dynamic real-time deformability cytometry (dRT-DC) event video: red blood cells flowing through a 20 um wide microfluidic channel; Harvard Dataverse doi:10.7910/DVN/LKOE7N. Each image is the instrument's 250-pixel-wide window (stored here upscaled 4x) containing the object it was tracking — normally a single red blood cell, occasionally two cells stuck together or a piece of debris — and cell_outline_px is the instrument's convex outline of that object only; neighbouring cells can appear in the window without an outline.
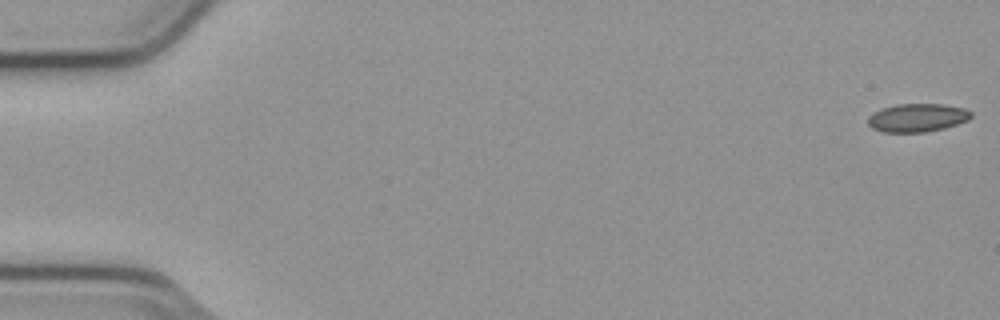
{"species": "common noctule bat (a hibernating species)", "species_latin": "Nyctalus noctula", "temperature_condition": "cold", "stored_images_in_passage": 54, "camera_frame_rate_fps": 3000, "um_per_image_px": 0.085, "animal": {"sex": "male", "body_mass_g": 23.1, "forearm_length_mm": 52.7}, "frame": {"image": 1, "passage_image": 1, "time_ms": 0.0, "image_size_px": [1000, 320], "cell_outline_px": [[972, 116], [968, 120], [944, 128], [924, 132], [884, 132], [872, 128], [868, 124], [868, 116], [872, 112], [880, 108], [896, 104], [944, 104], [964, 108], [972, 112]], "centroid_in_image_um": [77.94, 9.99], "position_along_channel_um": 7.1, "area_um2": 17.11}}
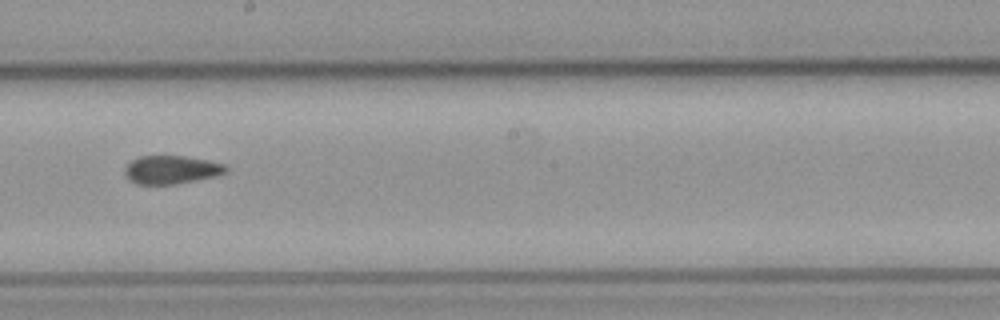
{"frame": {"image": 2, "passage_image": 31, "time_ms": 10.0, "image_size_px": [1000, 320], "cell_outline_px": [[228, 172], [216, 176], [172, 184], [136, 184], [128, 180], [124, 172], [124, 168], [132, 160], [140, 156], [184, 156], [208, 160], [228, 164]], "centroid_in_image_um": [14.58, 14.42], "position_along_channel_um": 233.6, "area_um2": 16.76}}
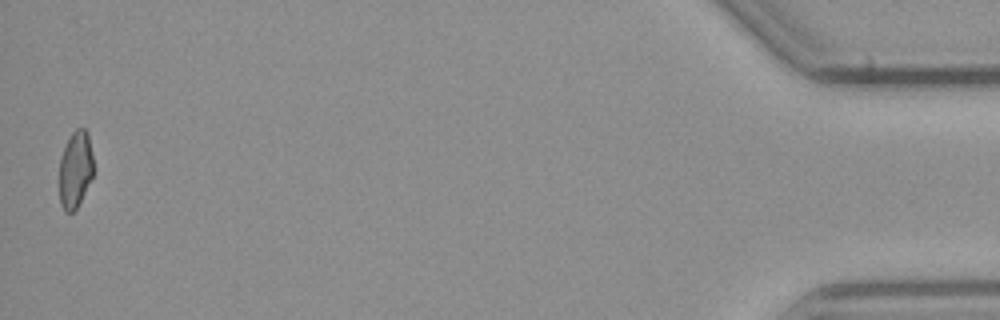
{"frame": {"image": 3, "passage_image": 54, "time_ms": 17.667, "image_size_px": [1000, 320], "cell_outline_px": [[92, 176], [76, 208], [72, 212], [64, 212], [60, 204], [60, 160], [64, 148], [72, 132], [76, 128], [84, 128], [88, 132], [92, 156]], "centroid_in_image_um": [6.39, 14.39], "position_along_channel_um": 428.8, "area_um2": 14.91}, "authors_computed_cell_mechanics": {"area_um2": 17.2533, "velocity_mm_per_s": 3.8103, "shape_relaxation_time_tau1_ms": null, "shape_relaxation_time_tau2_ms": 4.7143, "deformation_change_tau1": null, "deformation_change_tau2": 0.0831}}